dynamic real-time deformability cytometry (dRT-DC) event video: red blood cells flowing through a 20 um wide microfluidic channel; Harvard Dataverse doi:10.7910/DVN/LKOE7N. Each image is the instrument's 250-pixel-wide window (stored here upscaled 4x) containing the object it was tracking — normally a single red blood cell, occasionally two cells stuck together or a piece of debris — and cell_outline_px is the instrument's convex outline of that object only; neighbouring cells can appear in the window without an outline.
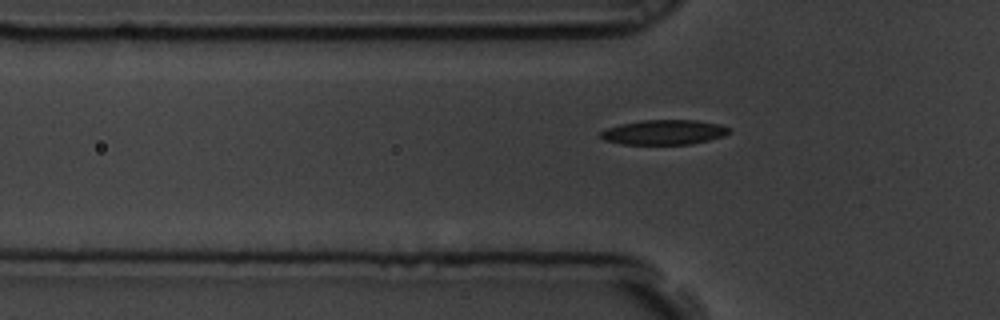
{"species": "common noctule bat (a hibernating species)", "species_latin": "Nyctalus noctula", "temperature_condition": "room temperature", "stored_images_in_passage": 6, "camera_frame_rate_fps": 3000, "um_per_image_px": 0.085, "animal": {"sex": "male", "body_mass_g": 19.5, "forearm_length_mm": 54.6}, "frame": {"image": 1, "passage_image": 6, "time_ms": 1.667, "image_size_px": [1000, 320], "cell_outline_px": [[732, 132], [724, 136], [692, 144], [624, 144], [604, 140], [600, 136], [600, 132], [608, 128], [620, 124], [644, 120], [696, 120], [720, 124], [732, 128]], "centroid_in_image_um": [56.5, 11.24], "position_along_channel_um": 69.3, "area_um2": 18.61}}